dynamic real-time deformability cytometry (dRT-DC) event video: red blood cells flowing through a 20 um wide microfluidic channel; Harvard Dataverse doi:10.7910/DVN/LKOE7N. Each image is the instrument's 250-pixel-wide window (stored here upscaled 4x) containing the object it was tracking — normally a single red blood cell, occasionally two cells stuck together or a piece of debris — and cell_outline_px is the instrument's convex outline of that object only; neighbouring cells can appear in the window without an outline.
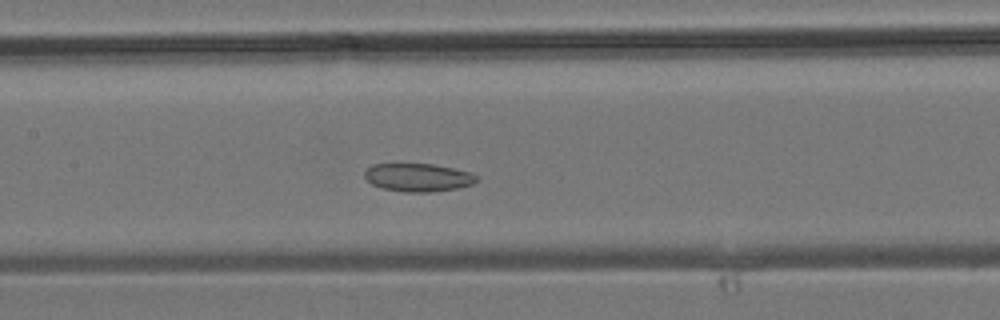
{"species": "common noctule bat (a hibernating species)", "species_latin": "Nyctalus noctula", "temperature_condition": "room temperature", "stored_images_in_passage": 27, "camera_frame_rate_fps": 3000, "um_per_image_px": 0.085, "animal": {"sex": "male", "body_mass_g": 19.2, "forearm_length_mm": 51.8}, "frame": {"image": 1, "passage_image": 7, "time_ms": 2.0, "image_size_px": [1000, 320], "cell_outline_px": [[480, 180], [472, 184], [460, 188], [432, 192], [404, 192], [384, 188], [372, 184], [364, 176], [364, 172], [372, 164], [432, 164], [452, 168], [468, 172], [480, 176]], "centroid_in_image_um": [35.58, 15.09], "position_along_channel_um": 171.8, "area_um2": 18.38}}
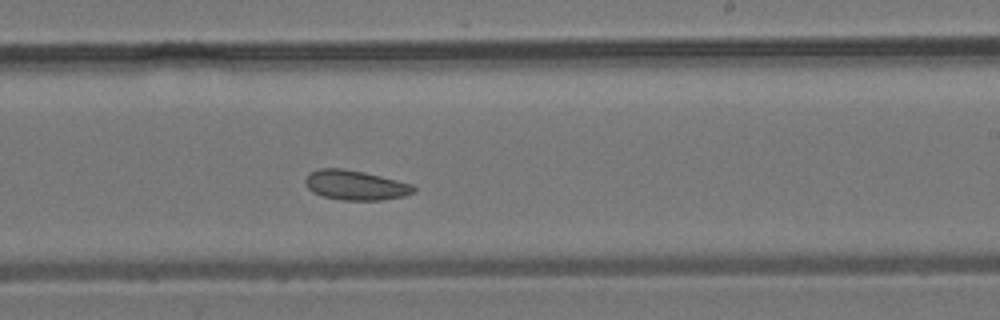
{"frame": {"image": 2, "passage_image": 12, "time_ms": 3.667, "image_size_px": [1000, 320], "cell_outline_px": [[416, 192], [404, 196], [380, 200], [340, 200], [324, 196], [312, 192], [308, 188], [304, 180], [312, 172], [320, 168], [344, 168], [364, 172], [412, 184], [416, 188]], "centroid_in_image_um": [30.23, 15.74], "position_along_channel_um": 258.8, "area_um2": 18.67}}
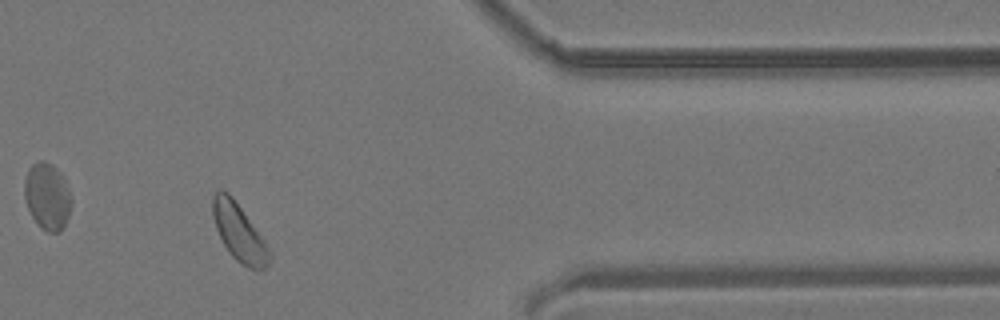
{"frame": {"image": 3, "passage_image": 21, "time_ms": 6.667, "image_size_px": [1000, 320], "cell_outline_px": [[272, 260], [264, 268], [248, 268], [240, 264], [232, 256], [224, 244], [216, 228], [212, 216], [212, 196], [220, 188], [228, 192], [232, 196], [264, 240], [272, 252]], "centroid_in_image_um": [20.32, 19.75], "position_along_channel_um": 391.1, "area_um2": 18.84}}